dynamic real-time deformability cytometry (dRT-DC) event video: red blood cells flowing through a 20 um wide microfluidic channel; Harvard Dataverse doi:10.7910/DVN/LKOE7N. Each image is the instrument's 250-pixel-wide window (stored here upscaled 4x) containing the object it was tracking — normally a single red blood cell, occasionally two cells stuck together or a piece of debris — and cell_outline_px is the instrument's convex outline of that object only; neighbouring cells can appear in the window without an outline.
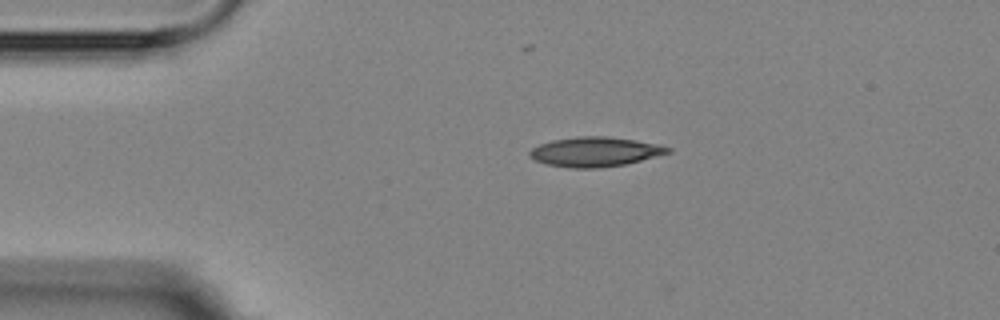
{"species": "Egyptian fruit bat (a non-hibernating species)", "species_latin": "Rousettus aegyptiacus", "temperature_condition": "room temperature", "stored_images_in_passage": 3, "segment_of_instrument_passage": [1, 2], "camera_frame_rate_fps": 3000, "um_per_image_px": 0.085, "animal": {"sex": "female"}, "frame": {"image": 1, "passage_image": 1, "time_ms": 0.0, "image_size_px": [1000, 320], "cell_outline_px": [[672, 152], [624, 164], [600, 168], [568, 168], [544, 164], [528, 156], [528, 152], [532, 148], [540, 144], [552, 140], [580, 136], [608, 136], [636, 140], [660, 144], [672, 148]], "centroid_in_image_um": [50.57, 12.9], "position_along_channel_um": 34.4, "area_um2": 23.99}}